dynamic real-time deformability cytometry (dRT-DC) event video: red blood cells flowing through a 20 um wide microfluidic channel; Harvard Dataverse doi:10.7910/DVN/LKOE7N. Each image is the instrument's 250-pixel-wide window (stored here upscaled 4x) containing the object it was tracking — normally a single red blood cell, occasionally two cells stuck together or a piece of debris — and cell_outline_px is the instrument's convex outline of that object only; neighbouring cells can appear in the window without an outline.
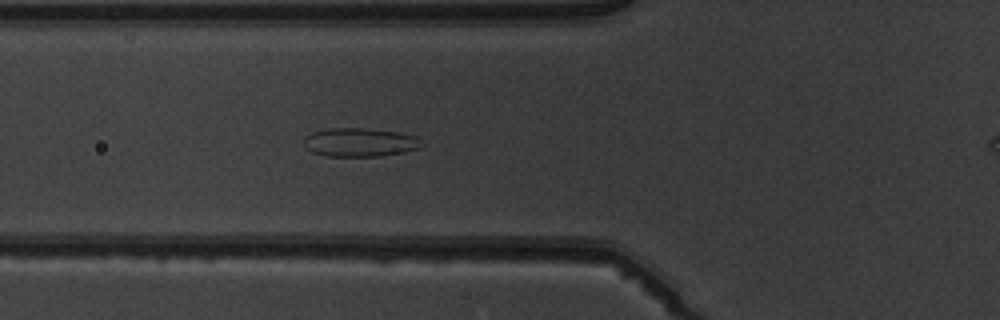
{"species": "common noctule bat (a hibernating species)", "species_latin": "Nyctalus noctula", "temperature_condition": "warm", "stored_images_in_passage": 6, "segment_of_instrument_passage": [1, 2], "camera_frame_rate_fps": 3000, "um_per_image_px": 0.085, "animal": {"sex": "male", "body_mass_g": 19.5, "forearm_length_mm": 54.6}, "frame": {"image": 1, "passage_image": 5, "time_ms": 5.333, "image_size_px": [1000, 320], "cell_outline_px": [[424, 144], [420, 148], [404, 152], [380, 156], [324, 156], [312, 152], [304, 148], [304, 136], [312, 132], [328, 128], [368, 128], [396, 132], [416, 136]], "centroid_in_image_um": [30.56, 12.1], "position_along_channel_um": 95.2, "area_um2": 19.88}}